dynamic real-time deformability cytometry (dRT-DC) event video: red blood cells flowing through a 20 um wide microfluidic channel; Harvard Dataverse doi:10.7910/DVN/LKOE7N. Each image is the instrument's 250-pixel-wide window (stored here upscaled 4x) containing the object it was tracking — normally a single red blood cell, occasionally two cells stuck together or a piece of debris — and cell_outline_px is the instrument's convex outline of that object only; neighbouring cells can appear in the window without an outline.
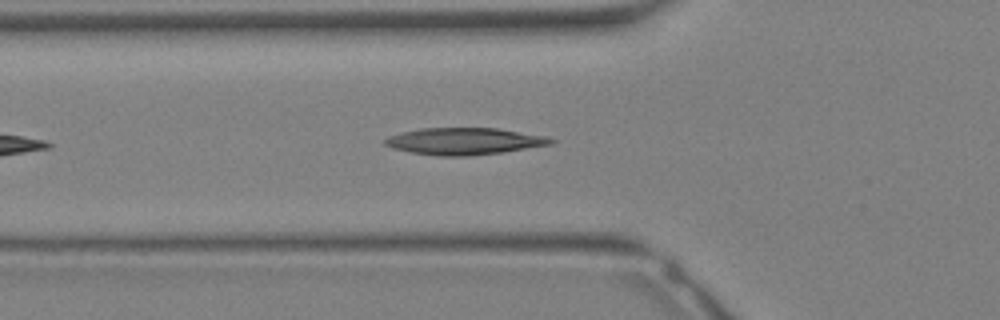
{"species": "Egyptian fruit bat (a non-hibernating species)", "species_latin": "Rousettus aegyptiacus", "temperature_condition": "warm", "stored_images_in_passage": 25, "camera_frame_rate_fps": 3000, "um_per_image_px": 0.085, "animal": {"sex": "female"}, "frame": {"image": 1, "passage_image": 5, "time_ms": 1.333, "image_size_px": [1000, 320], "cell_outline_px": [[556, 140], [552, 144], [504, 152], [468, 156], [436, 156], [412, 152], [392, 148], [384, 144], [384, 140], [388, 136], [420, 128], [500, 128], [548, 136]], "centroid_in_image_um": [39.51, 12.0], "position_along_channel_um": 86.3, "area_um2": 26.13}}
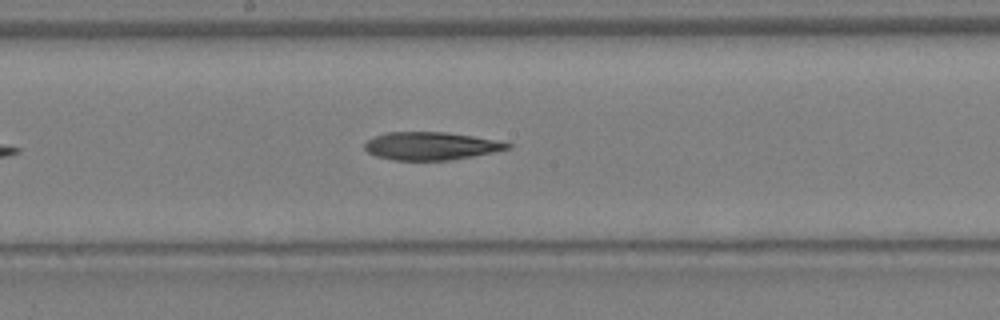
{"frame": {"image": 2, "passage_image": 11, "time_ms": 3.333, "image_size_px": [1000, 320], "cell_outline_px": [[512, 148], [472, 156], [448, 160], [392, 160], [376, 156], [368, 152], [364, 148], [364, 144], [368, 140], [376, 136], [388, 132], [444, 132], [500, 140], [512, 144]], "centroid_in_image_um": [36.64, 12.4], "position_along_channel_um": 211.6, "area_um2": 23.12}}
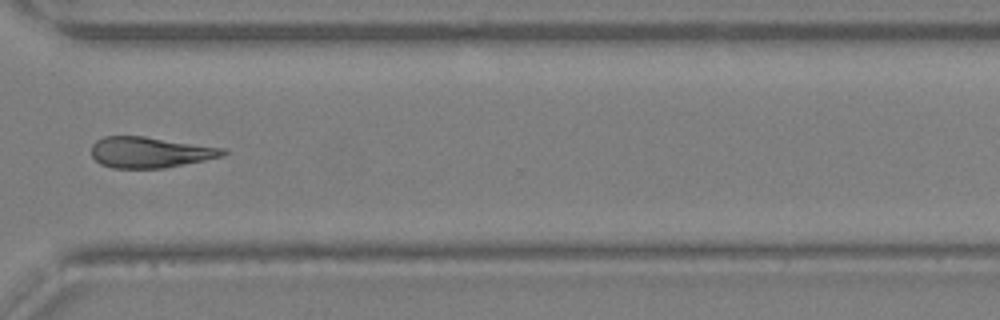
{"frame": {"image": 3, "passage_image": 18, "time_ms": 5.667, "image_size_px": [1000, 320], "cell_outline_px": [[228, 152], [224, 156], [164, 168], [112, 168], [100, 164], [92, 156], [92, 144], [96, 140], [104, 136], [144, 136], [228, 148]], "centroid_in_image_um": [12.79, 12.94], "position_along_channel_um": 357.8, "area_um2": 23.87}}